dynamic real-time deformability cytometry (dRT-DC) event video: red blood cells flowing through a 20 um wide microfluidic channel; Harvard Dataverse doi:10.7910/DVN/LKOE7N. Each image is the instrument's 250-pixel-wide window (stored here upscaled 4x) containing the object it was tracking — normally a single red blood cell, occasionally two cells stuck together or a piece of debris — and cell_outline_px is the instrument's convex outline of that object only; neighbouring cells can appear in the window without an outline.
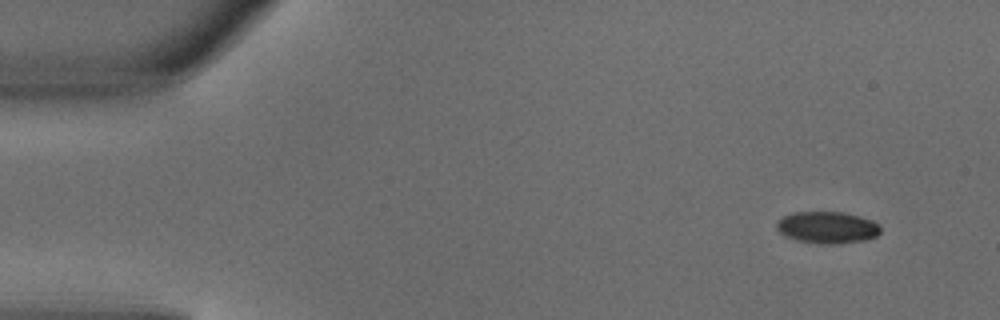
{"species": "common noctule bat (a hibernating species)", "species_latin": "Nyctalus noctula", "temperature_condition": "warm", "stored_images_in_passage": 6, "camera_frame_rate_fps": 3000, "um_per_image_px": 0.085, "animal": {"sex": "male", "body_mass_g": 18.8}, "frame": {"image": 1, "passage_image": 1, "time_ms": 0.0, "image_size_px": [1000, 320], "cell_outline_px": [[880, 232], [876, 236], [864, 240], [840, 244], [820, 244], [796, 240], [784, 236], [776, 228], [776, 224], [784, 216], [792, 212], [844, 212], [860, 216], [872, 220], [880, 224]], "centroid_in_image_um": [70.33, 19.34], "position_along_channel_um": 14.7, "area_um2": 19.42}}
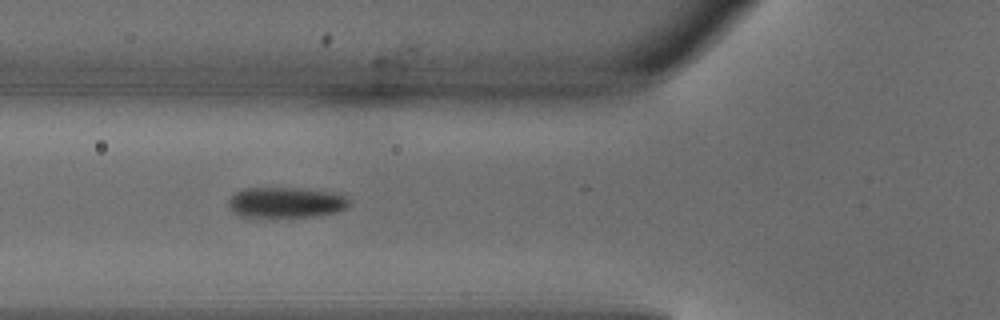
{"frame": {"image": 2, "passage_image": 5, "time_ms": 1.333, "image_size_px": [1000, 320], "cell_outline_px": [[348, 208], [336, 212], [312, 216], [256, 220], [240, 216], [232, 212], [228, 204], [228, 200], [236, 192], [244, 188], [300, 188], [324, 192], [344, 196], [348, 200]], "centroid_in_image_um": [24.18, 17.26], "position_along_channel_um": 101.6, "area_um2": 22.02}}
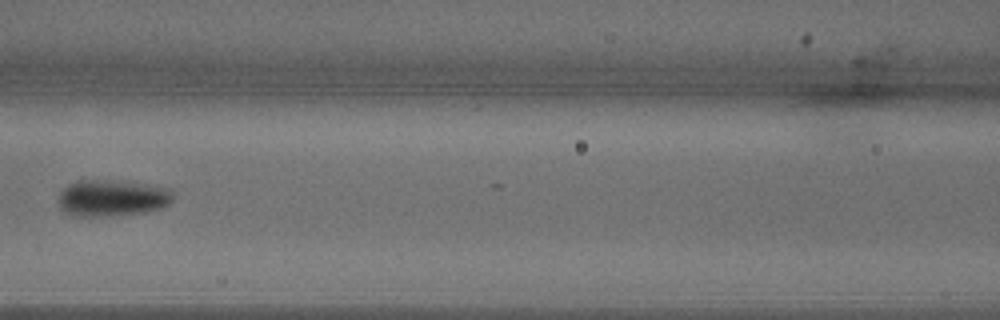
{"frame": {"image": 3, "passage_image": 6, "time_ms": 1.667, "image_size_px": [1000, 320], "cell_outline_px": [[172, 200], [164, 208], [148, 212], [112, 216], [72, 216], [64, 212], [60, 208], [60, 192], [68, 184], [80, 180], [92, 180], [136, 184], [168, 188], [172, 192]], "centroid_in_image_um": [9.51, 16.87], "position_along_channel_um": 157.1, "area_um2": 23.99}}